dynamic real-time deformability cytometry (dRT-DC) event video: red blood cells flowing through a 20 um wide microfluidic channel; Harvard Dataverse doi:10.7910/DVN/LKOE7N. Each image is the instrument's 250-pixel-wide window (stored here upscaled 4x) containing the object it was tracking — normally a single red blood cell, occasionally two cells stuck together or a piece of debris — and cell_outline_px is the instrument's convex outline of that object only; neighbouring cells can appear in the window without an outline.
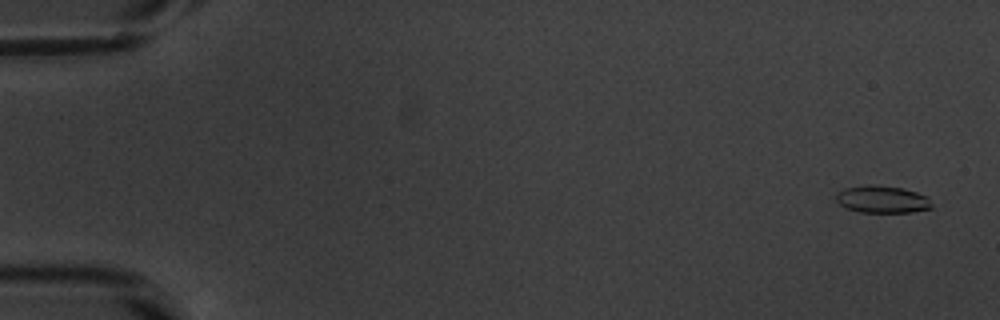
{"species": "common noctule bat (a hibernating species)", "species_latin": "Nyctalus noctula", "temperature_condition": "warm", "stored_images_in_passage": 54, "camera_frame_rate_fps": 3000, "um_per_image_px": 0.085, "animal": {"sex": "male", "body_mass_g": 20.1, "forearm_length_mm": 53.5}, "frame": {"image": 1, "passage_image": 3, "time_ms": 0.667, "image_size_px": [1000, 320], "cell_outline_px": [[932, 208], [912, 212], [860, 212], [848, 208], [840, 204], [836, 200], [836, 196], [844, 188], [868, 184], [900, 188], [916, 192], [924, 196], [932, 204]], "centroid_in_image_um": [74.97, 16.95], "position_along_channel_um": 10.0, "area_um2": 14.85}}
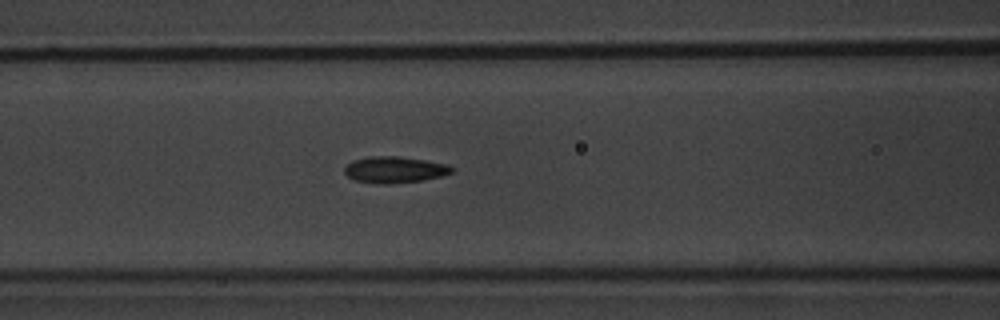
{"frame": {"image": 2, "passage_image": 24, "time_ms": 7.667, "image_size_px": [1000, 320], "cell_outline_px": [[456, 168], [452, 172], [440, 176], [424, 180], [388, 184], [376, 184], [356, 180], [348, 176], [344, 172], [344, 168], [352, 160], [368, 156], [396, 156], [424, 160], [448, 164]], "centroid_in_image_um": [33.54, 14.42], "position_along_channel_um": 133.1, "area_um2": 16.53}}
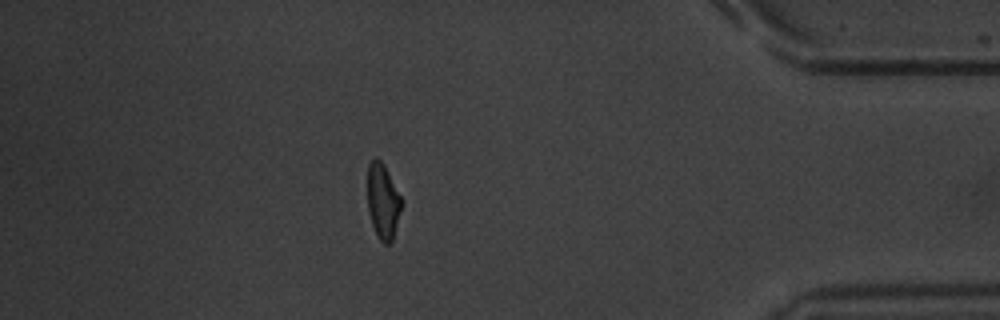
{"frame": {"image": 3, "passage_image": 48, "time_ms": 15.667, "image_size_px": [1000, 320], "cell_outline_px": [[404, 204], [392, 240], [388, 244], [384, 244], [380, 240], [372, 224], [368, 212], [368, 164], [376, 156], [384, 164], [404, 200]], "centroid_in_image_um": [32.58, 17.09], "position_along_channel_um": 402.6, "area_um2": 15.2}, "authors_computed_cell_mechanics": {"area_um2": 15.6927, "velocity_mm_per_s": 3.8318, "shape_relaxation_time_tau1_ms": 5.0681, "shape_relaxation_time_tau2_ms": 1.9319, "deformation_change_tau1": 0.1615, "deformation_change_tau2": 0.0843}}